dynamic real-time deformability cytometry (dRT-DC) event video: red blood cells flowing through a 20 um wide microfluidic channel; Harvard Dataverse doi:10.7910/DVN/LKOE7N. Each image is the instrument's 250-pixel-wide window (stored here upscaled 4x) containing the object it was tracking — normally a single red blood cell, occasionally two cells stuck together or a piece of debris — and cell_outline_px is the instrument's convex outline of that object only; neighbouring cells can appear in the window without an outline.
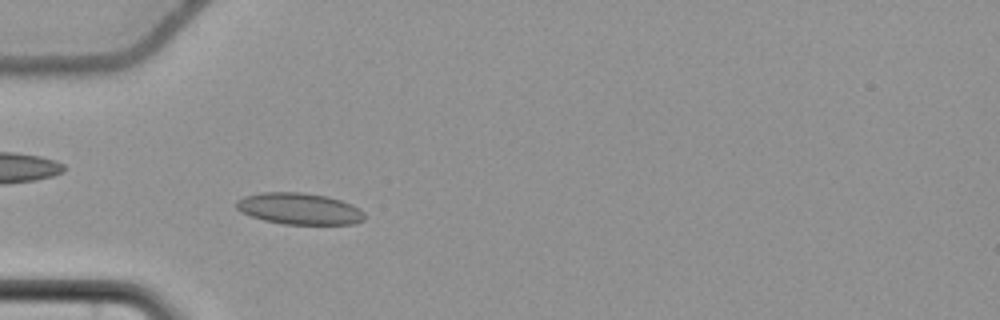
{"species": "common noctule bat (a hibernating species)", "species_latin": "Nyctalus noctula", "temperature_condition": "cold", "stored_images_in_passage": 54, "camera_frame_rate_fps": 3000, "um_per_image_px": 0.085, "animal": {"sex": "female", "body_mass_g": 22.7, "forearm_length_mm": 54.2}, "frame": {"image": 1, "passage_image": 15, "time_ms": 4.667, "image_size_px": [1000, 320], "cell_outline_px": [[364, 220], [352, 224], [284, 224], [264, 220], [240, 212], [236, 208], [236, 200], [244, 196], [260, 192], [304, 192], [328, 196], [352, 204], [360, 208], [364, 212]], "centroid_in_image_um": [25.44, 17.73], "position_along_channel_um": 59.6, "area_um2": 23.7}}
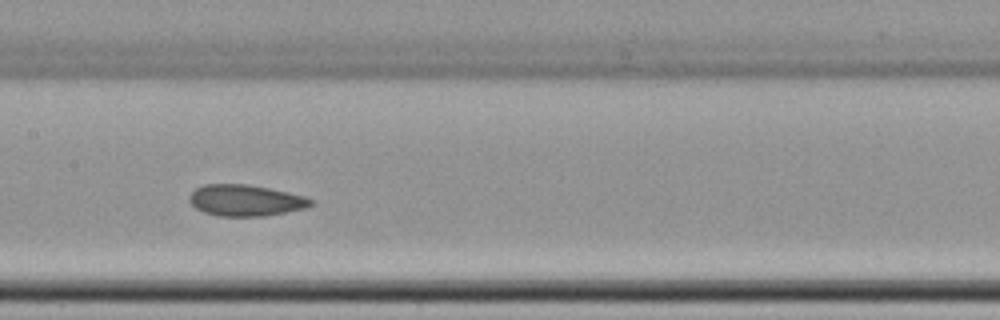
{"frame": {"image": 2, "passage_image": 26, "time_ms": 8.333, "image_size_px": [1000, 320], "cell_outline_px": [[312, 204], [304, 208], [264, 216], [216, 216], [204, 212], [196, 208], [188, 200], [188, 196], [196, 188], [204, 184], [248, 184], [288, 192], [304, 196], [312, 200]], "centroid_in_image_um": [20.82, 17.03], "position_along_channel_um": 186.6, "area_um2": 22.02}}
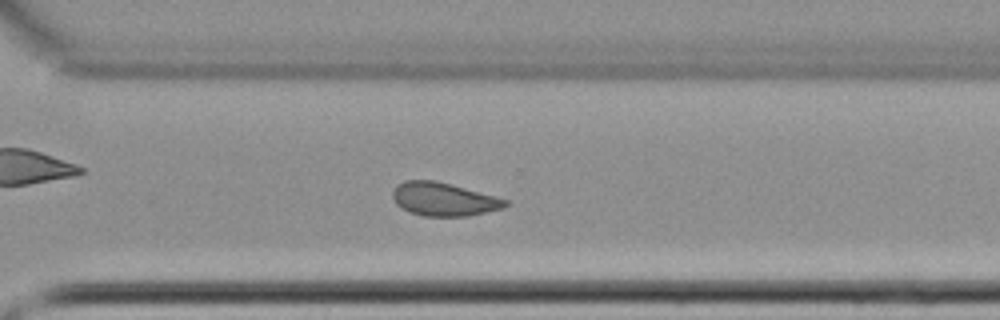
{"frame": {"image": 3, "passage_image": 38, "time_ms": 12.333, "image_size_px": [1000, 320], "cell_outline_px": [[508, 204], [504, 208], [468, 216], [424, 216], [400, 208], [396, 204], [392, 196], [392, 192], [396, 184], [404, 180], [432, 180], [452, 184], [508, 200]], "centroid_in_image_um": [37.69, 16.93], "position_along_channel_um": 332.9, "area_um2": 21.91}, "authors_computed_cell_mechanics": {"area_um2": 22.4842, "velocity_mm_per_s": 3.6524, "shape_relaxation_time_tau1_ms": null, "shape_relaxation_time_tau2_ms": 1.6714, "deformation_change_tau1": null, "deformation_change_tau2": 0.0768}}